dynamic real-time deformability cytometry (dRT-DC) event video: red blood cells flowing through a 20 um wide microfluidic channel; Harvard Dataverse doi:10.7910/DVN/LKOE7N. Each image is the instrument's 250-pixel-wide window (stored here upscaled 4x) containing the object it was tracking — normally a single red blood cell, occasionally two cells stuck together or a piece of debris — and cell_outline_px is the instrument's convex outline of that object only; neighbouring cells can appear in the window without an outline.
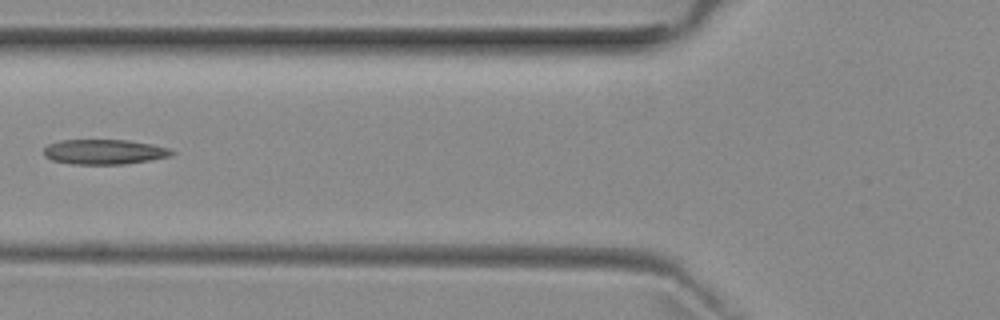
{"species": "common noctule bat (a hibernating species)", "species_latin": "Nyctalus noctula", "temperature_condition": "room temperature", "stored_images_in_passage": 4, "camera_frame_rate_fps": 3000, "um_per_image_px": 0.085, "animal": {"sex": "female", "body_mass_g": 29.2, "forearm_length_mm": 56.3}, "frame": {"image": 1, "passage_image": 4, "time_ms": 3.333, "image_size_px": [1000, 320], "cell_outline_px": [[176, 152], [172, 156], [124, 164], [72, 164], [52, 160], [44, 156], [44, 148], [48, 144], [60, 140], [128, 140], [152, 144], [168, 148]], "centroid_in_image_um": [8.86, 12.9], "position_along_channel_um": 116.9, "area_um2": 18.61}}